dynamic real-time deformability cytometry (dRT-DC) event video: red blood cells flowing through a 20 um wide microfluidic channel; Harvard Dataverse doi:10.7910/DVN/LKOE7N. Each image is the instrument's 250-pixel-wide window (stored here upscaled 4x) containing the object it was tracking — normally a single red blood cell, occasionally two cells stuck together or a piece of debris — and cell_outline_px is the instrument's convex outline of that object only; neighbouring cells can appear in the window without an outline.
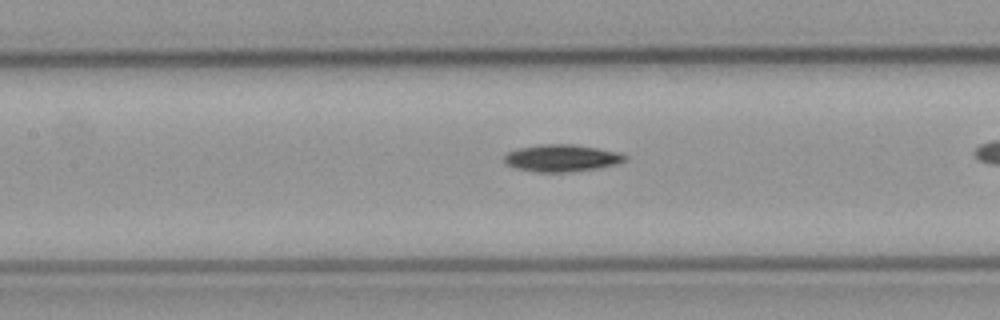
{"species": "common noctule bat (a hibernating species)", "species_latin": "Nyctalus noctula", "temperature_condition": "cold", "stored_images_in_passage": 32, "camera_frame_rate_fps": 3000, "um_per_image_px": 0.085, "animal": {"sex": "male", "body_mass_g": 23.1, "forearm_length_mm": 52.7}, "frame": {"image": 1, "passage_image": 14, "time_ms": 4.333, "image_size_px": [1000, 320], "cell_outline_px": [[628, 156], [624, 160], [616, 164], [596, 168], [568, 172], [536, 172], [516, 168], [508, 164], [504, 160], [504, 156], [508, 152], [520, 148], [540, 144], [572, 144], [620, 152]], "centroid_in_image_um": [47.74, 13.43], "position_along_channel_um": 159.7, "area_um2": 18.84}}
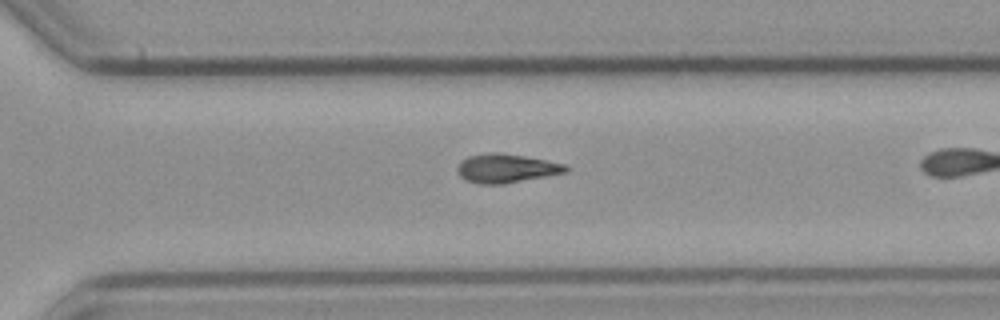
{"frame": {"image": 2, "passage_image": 28, "time_ms": 9.0, "image_size_px": [1000, 320], "cell_outline_px": [[572, 168], [568, 172], [504, 184], [480, 184], [468, 180], [460, 176], [456, 168], [460, 160], [468, 156], [488, 152], [500, 152], [524, 156], [568, 164]], "centroid_in_image_um": [43.07, 14.29], "position_along_channel_um": 327.5, "area_um2": 18.5}}